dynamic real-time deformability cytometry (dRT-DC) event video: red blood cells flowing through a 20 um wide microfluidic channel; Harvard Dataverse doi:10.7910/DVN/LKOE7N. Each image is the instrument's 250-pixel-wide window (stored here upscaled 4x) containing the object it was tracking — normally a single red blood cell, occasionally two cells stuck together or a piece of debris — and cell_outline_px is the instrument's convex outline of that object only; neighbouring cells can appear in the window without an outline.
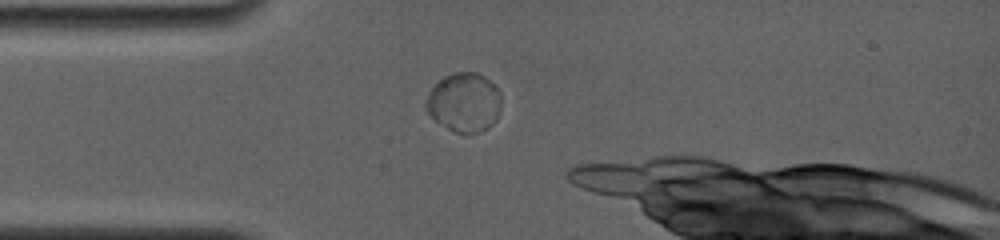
{"species": "common noctule bat (a hibernating species)", "species_latin": "Nyctalus noctula", "temperature_condition": "room temperature", "stored_images_in_passage": 7, "camera_frame_rate_fps": 4000, "um_per_image_px": 0.085, "animal": {"sex": "female", "body_mass_g": 19.0, "forearm_length_mm": 56.7}, "frame": {"image": 1, "passage_image": 1, "time_ms": 0.0, "image_size_px": [1000, 240], "cell_outline_px": [[500, 108], [492, 124], [488, 128], [480, 132], [452, 132], [436, 120], [424, 108], [424, 100], [432, 88], [444, 76], [452, 72], [476, 72], [484, 76], [500, 92]], "centroid_in_image_um": [39.42, 8.69], "position_along_channel_um": 45.6, "area_um2": 25.72}}
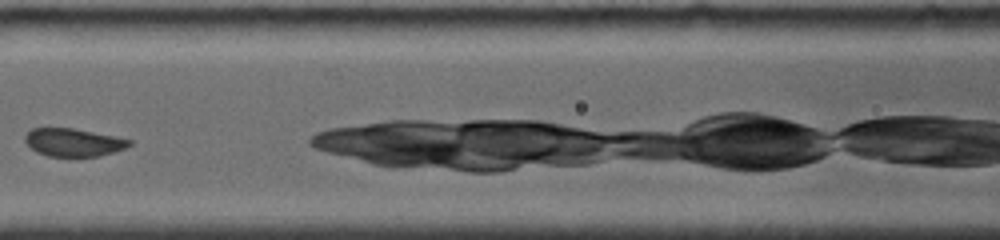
{"frame": {"image": 2, "passage_image": 5, "time_ms": 4.5, "image_size_px": [1000, 240], "cell_outline_px": [[132, 144], [116, 152], [100, 156], [48, 156], [36, 152], [24, 140], [24, 136], [32, 128], [72, 128], [132, 140]], "centroid_in_image_um": [6.23, 12.11], "position_along_channel_um": 160.4, "area_um2": 16.82}}
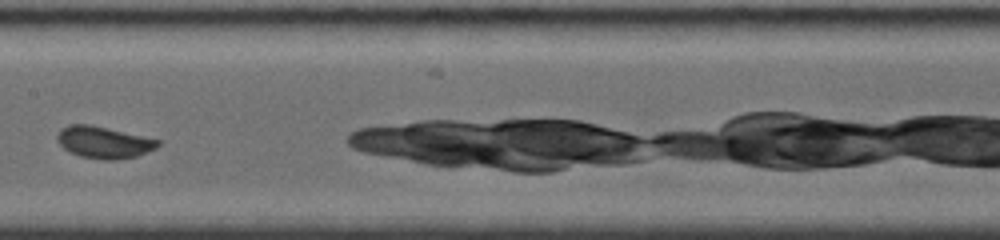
{"frame": {"image": 3, "passage_image": 6, "time_ms": 5.5, "image_size_px": [1000, 240], "cell_outline_px": [[160, 144], [156, 148], [136, 156], [112, 160], [100, 160], [80, 156], [68, 152], [56, 140], [56, 136], [64, 128], [72, 124], [88, 124], [160, 140]], "centroid_in_image_um": [8.8, 12.11], "position_along_channel_um": 198.6, "area_um2": 18.38}}